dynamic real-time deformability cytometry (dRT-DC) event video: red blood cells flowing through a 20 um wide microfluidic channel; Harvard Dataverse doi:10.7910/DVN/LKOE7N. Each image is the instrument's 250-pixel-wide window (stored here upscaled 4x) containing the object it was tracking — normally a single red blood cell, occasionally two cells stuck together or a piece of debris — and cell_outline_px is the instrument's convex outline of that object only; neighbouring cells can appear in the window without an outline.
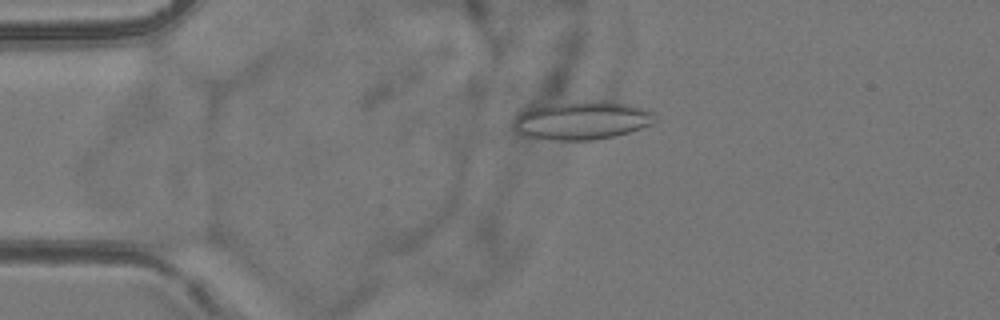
{"species": "common noctule bat (a hibernating species)", "species_latin": "Nyctalus noctula", "temperature_condition": "room temperature", "stored_images_in_passage": 49, "camera_frame_rate_fps": 3000, "um_per_image_px": 0.085, "animal": {"sex": "female", "body_mass_g": 24.6, "forearm_length_mm": 56.2}, "frame": {"image": 1, "passage_image": 7, "time_ms": 2.0, "image_size_px": [1000, 320], "cell_outline_px": [[656, 120], [652, 124], [616, 136], [596, 140], [552, 140], [528, 136], [516, 132], [512, 124], [512, 120], [516, 112], [520, 108], [528, 104], [592, 100], [604, 100], [632, 104], [644, 108], [652, 112]], "centroid_in_image_um": [49.33, 10.19], "position_along_channel_um": 35.7, "area_um2": 33.0}}
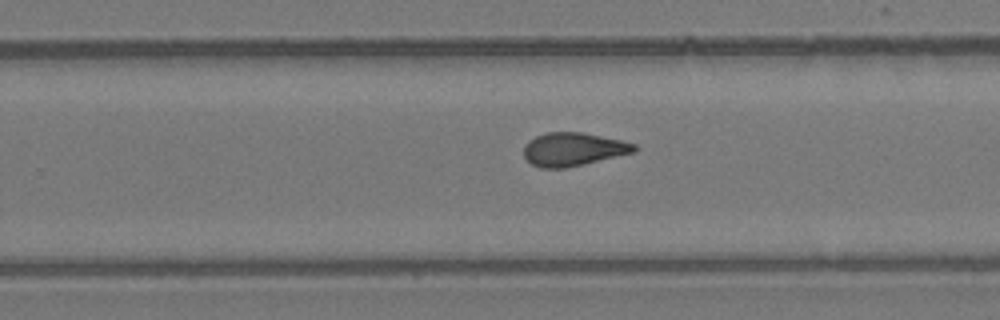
{"frame": {"image": 2, "passage_image": 29, "time_ms": 9.333, "image_size_px": [1000, 320], "cell_outline_px": [[640, 148], [636, 152], [584, 164], [564, 168], [540, 168], [532, 164], [524, 156], [524, 144], [528, 140], [536, 136], [548, 132], [584, 132], [620, 140], [636, 144]], "centroid_in_image_um": [48.75, 12.68], "position_along_channel_um": 281.1, "area_um2": 21.62}}
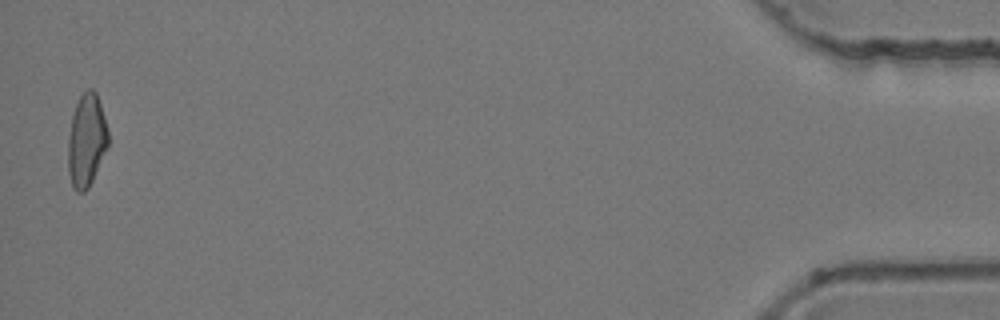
{"frame": {"image": 3, "passage_image": 48, "time_ms": 15.667, "image_size_px": [1000, 320], "cell_outline_px": [[108, 148], [88, 188], [84, 192], [76, 192], [72, 184], [68, 172], [68, 140], [72, 116], [76, 104], [80, 96], [88, 88], [92, 88], [96, 92], [108, 128]], "centroid_in_image_um": [7.36, 11.94], "position_along_channel_um": 427.8, "area_um2": 21.68}, "authors_computed_cell_mechanics": {"area_um2": 21.675, "velocity_mm_per_s": 3.8456, "shape_relaxation_time_tau1_ms": null, "shape_relaxation_time_tau2_ms": 1.8217, "deformation_change_tau1": null, "deformation_change_tau2": 0.0966}}